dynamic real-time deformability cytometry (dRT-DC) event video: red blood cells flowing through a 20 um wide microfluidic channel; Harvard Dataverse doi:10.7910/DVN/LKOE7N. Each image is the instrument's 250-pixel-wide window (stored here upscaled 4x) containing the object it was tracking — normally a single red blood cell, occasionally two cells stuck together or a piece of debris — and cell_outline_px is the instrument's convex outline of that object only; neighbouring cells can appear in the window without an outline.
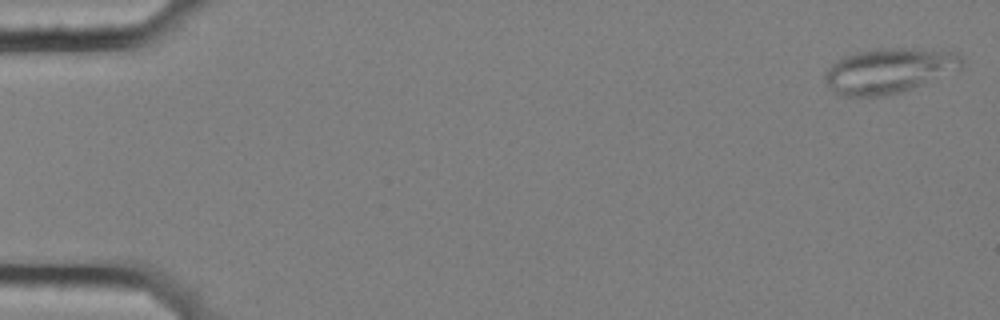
{"species": "common noctule bat (a hibernating species)", "species_latin": "Nyctalus noctula", "temperature_condition": "cold", "stored_images_in_passage": 58, "camera_frame_rate_fps": 3000, "um_per_image_px": 0.085, "animal": {"sex": "female", "body_mass_g": 25.1}, "frame": {"image": 1, "passage_image": 2, "time_ms": 0.333, "image_size_px": [1000, 320], "cell_outline_px": [[964, 60], [960, 68], [900, 92], [880, 96], [844, 96], [836, 92], [824, 80], [824, 76], [828, 68], [836, 60], [844, 56], [856, 52], [880, 48], [904, 48], [956, 52]], "centroid_in_image_um": [75.52, 5.99], "position_along_channel_um": 9.5, "area_um2": 35.14}}
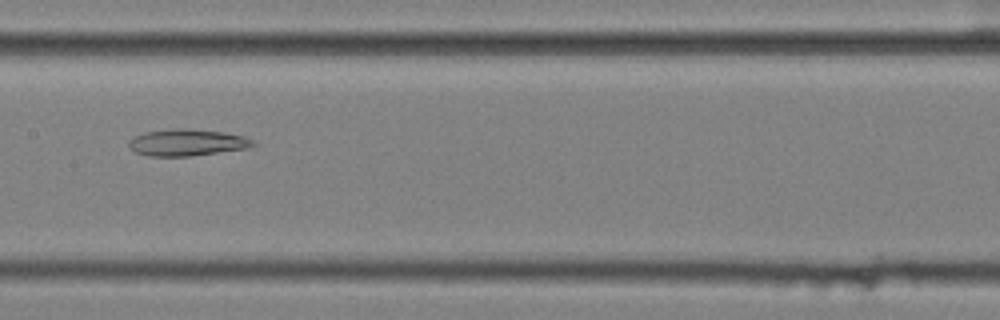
{"frame": {"image": 2, "passage_image": 30, "time_ms": 9.667, "image_size_px": [1000, 320], "cell_outline_px": [[256, 144], [248, 148], [188, 156], [148, 156], [136, 152], [128, 148], [128, 140], [144, 132], [172, 128], [176, 128], [224, 132], [244, 136], [252, 140]], "centroid_in_image_um": [15.86, 12.11], "position_along_channel_um": 191.5, "area_um2": 19.19}}
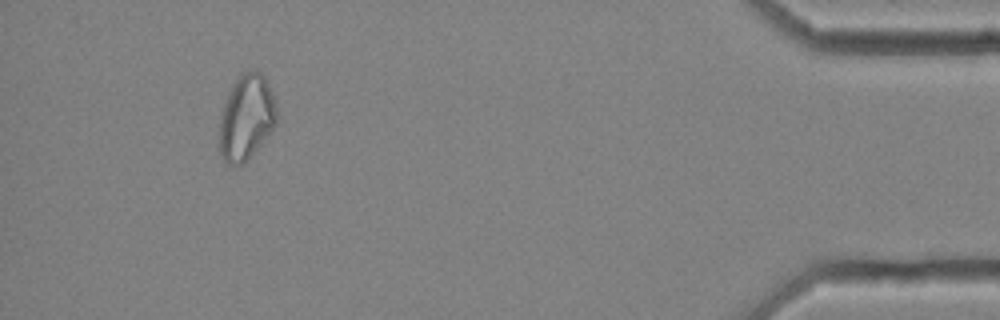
{"frame": {"image": 3, "passage_image": 54, "time_ms": 17.667, "image_size_px": [1000, 320], "cell_outline_px": [[276, 124], [244, 164], [228, 164], [224, 160], [220, 152], [220, 116], [224, 100], [228, 92], [236, 80], [244, 72], [260, 72], [264, 76], [268, 84], [276, 108]], "centroid_in_image_um": [20.92, 9.99], "position_along_channel_um": 414.3, "area_um2": 27.86}}